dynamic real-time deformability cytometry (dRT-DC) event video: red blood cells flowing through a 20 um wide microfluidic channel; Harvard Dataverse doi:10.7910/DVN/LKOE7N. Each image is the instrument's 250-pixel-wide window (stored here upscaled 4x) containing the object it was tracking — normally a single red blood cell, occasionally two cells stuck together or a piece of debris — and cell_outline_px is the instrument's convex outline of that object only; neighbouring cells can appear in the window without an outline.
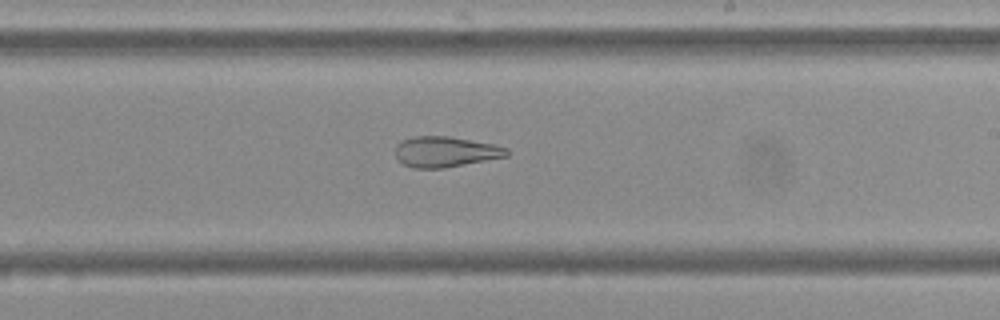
{"species": "Egyptian fruit bat (a non-hibernating species)", "species_latin": "Rousettus aegyptiacus", "temperature_condition": "cold", "stored_images_in_passage": 41, "camera_frame_rate_fps": 3000, "um_per_image_px": 0.085, "frame": {"image": 1, "passage_image": 18, "time_ms": 5.667, "image_size_px": [1000, 320], "cell_outline_px": [[508, 156], [444, 168], [412, 168], [396, 160], [396, 144], [400, 140], [412, 136], [448, 136], [492, 144], [508, 148]], "centroid_in_image_um": [37.81, 12.9], "position_along_channel_um": 251.2, "area_um2": 19.88}, "authors_computed_cell_mechanics": {"area_um2": 24.3338, "velocity_mm_per_s": 3.6702, "shape_relaxation_time_tau1_ms": null, "shape_relaxation_time_tau2_ms": 3.7538, "deformation_change_tau1": null, "deformation_change_tau2": 0.1326}}